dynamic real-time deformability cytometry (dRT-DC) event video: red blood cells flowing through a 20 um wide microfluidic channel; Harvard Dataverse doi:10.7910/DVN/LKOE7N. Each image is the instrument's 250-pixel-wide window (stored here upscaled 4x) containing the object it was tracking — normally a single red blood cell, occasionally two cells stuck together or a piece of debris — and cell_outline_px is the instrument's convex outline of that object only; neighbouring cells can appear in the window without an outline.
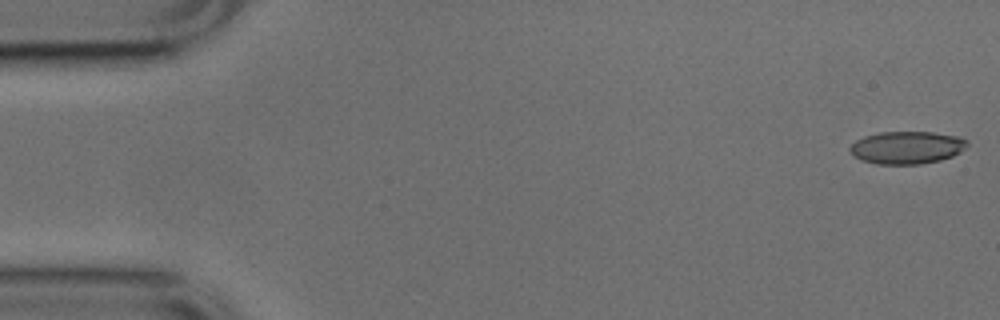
{"species": "common noctule bat (a hibernating species)", "species_latin": "Nyctalus noctula", "temperature_condition": "cold", "stored_images_in_passage": 51, "camera_frame_rate_fps": 3000, "um_per_image_px": 0.085, "animal": {"sex": "male", "body_mass_g": 17.9, "forearm_length_mm": 54.2}, "frame": {"image": 1, "passage_image": 1, "time_ms": 0.0, "image_size_px": [1000, 320], "cell_outline_px": [[968, 144], [960, 152], [952, 156], [940, 160], [920, 164], [876, 164], [860, 160], [848, 148], [856, 140], [864, 136], [880, 132], [932, 132], [956, 136], [968, 140]], "centroid_in_image_um": [77.08, 12.54], "position_along_channel_um": 7.9, "area_um2": 22.2}}
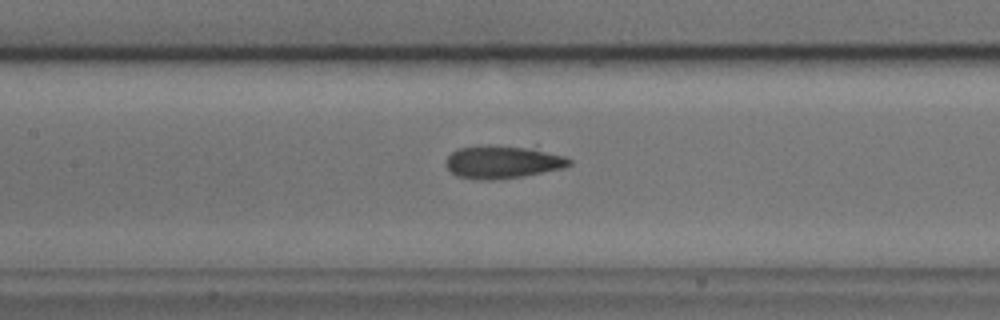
{"frame": {"image": 2, "passage_image": 23, "time_ms": 7.333, "image_size_px": [1000, 320], "cell_outline_px": [[572, 164], [564, 168], [524, 176], [492, 180], [476, 180], [456, 176], [444, 164], [448, 156], [452, 152], [460, 148], [536, 144], [564, 156], [572, 160]], "centroid_in_image_um": [42.85, 13.75], "position_along_channel_um": 164.5, "area_um2": 24.33}}
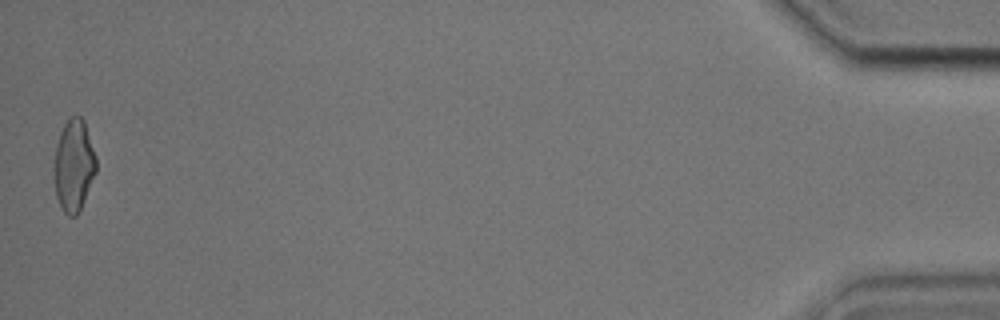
{"frame": {"image": 3, "passage_image": 51, "time_ms": 16.667, "image_size_px": [1000, 320], "cell_outline_px": [[96, 172], [84, 200], [76, 216], [68, 216], [64, 212], [56, 196], [52, 168], [56, 144], [60, 132], [64, 124], [72, 116], [80, 116], [84, 120], [96, 156]], "centroid_in_image_um": [6.25, 14.05], "position_along_channel_um": 429.0, "area_um2": 22.66}}